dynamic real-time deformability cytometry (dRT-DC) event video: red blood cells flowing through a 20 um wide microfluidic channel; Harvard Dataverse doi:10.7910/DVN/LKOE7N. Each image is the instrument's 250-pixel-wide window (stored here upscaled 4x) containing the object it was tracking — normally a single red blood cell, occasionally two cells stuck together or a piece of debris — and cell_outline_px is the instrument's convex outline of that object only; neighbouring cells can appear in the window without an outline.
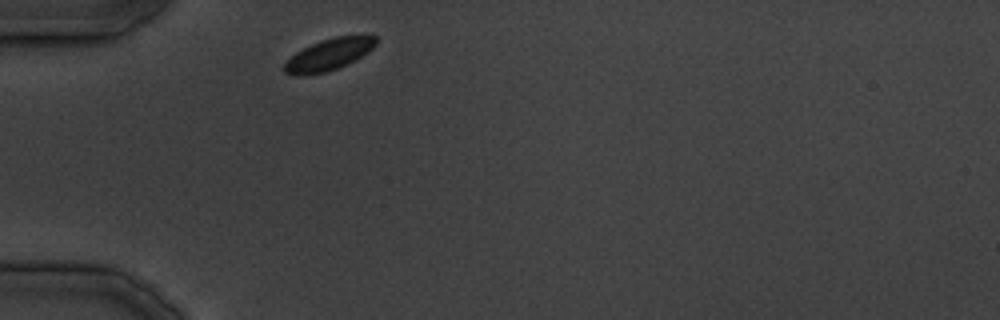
{"species": "common noctule bat (a hibernating species)", "species_latin": "Nyctalus noctula", "temperature_condition": "cold", "stored_images_in_passage": 22, "camera_frame_rate_fps": 3000, "um_per_image_px": 0.085, "animal": {"sex": "male", "body_mass_g": 19.5, "forearm_length_mm": 54.6}, "frame": {"image": 1, "passage_image": 1, "time_ms": 0.0, "image_size_px": [1000, 320], "cell_outline_px": [[376, 44], [368, 52], [348, 64], [324, 72], [304, 76], [292, 76], [284, 72], [284, 64], [296, 52], [320, 40], [336, 36], [360, 32], [364, 32], [376, 36]], "centroid_in_image_um": [28.01, 4.59], "position_along_channel_um": 57.0, "area_um2": 17.34}}
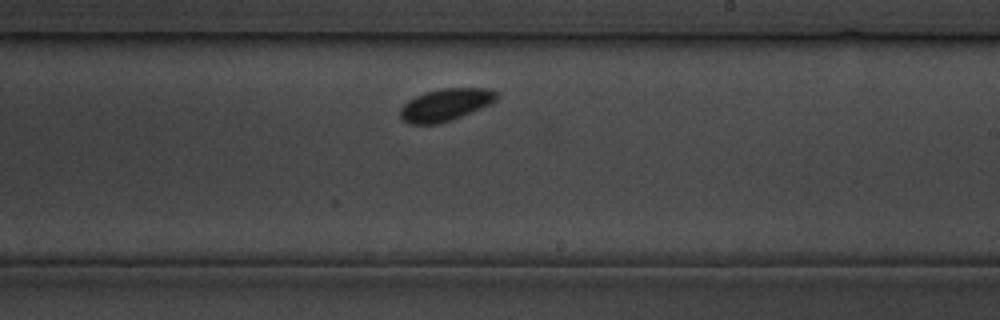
{"frame": {"image": 2, "passage_image": 13, "time_ms": 14.667, "image_size_px": [1000, 320], "cell_outline_px": [[496, 100], [480, 108], [452, 120], [440, 124], [408, 124], [400, 116], [400, 108], [408, 100], [424, 92], [444, 88], [488, 88], [496, 92]], "centroid_in_image_um": [37.83, 8.91], "position_along_channel_um": 251.2, "area_um2": 17.98}}